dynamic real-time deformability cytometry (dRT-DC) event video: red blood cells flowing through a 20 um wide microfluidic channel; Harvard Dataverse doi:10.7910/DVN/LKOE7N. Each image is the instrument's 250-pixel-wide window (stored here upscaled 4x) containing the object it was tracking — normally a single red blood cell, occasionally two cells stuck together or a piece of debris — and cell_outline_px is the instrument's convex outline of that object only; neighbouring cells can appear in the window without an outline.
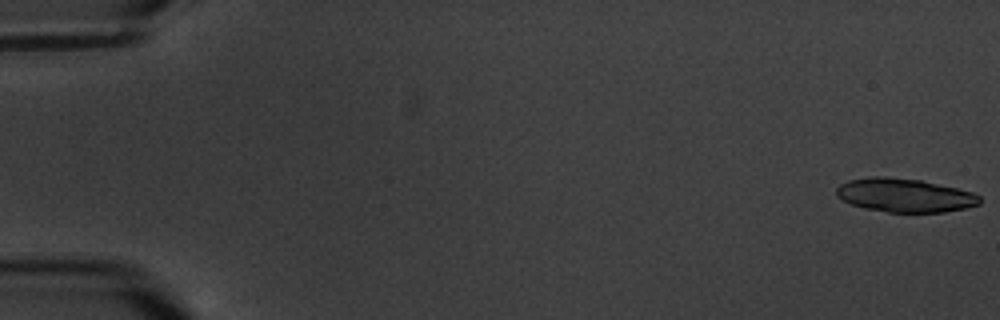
{"species": "common noctule bat (a hibernating species)", "species_latin": "Nyctalus noctula", "temperature_condition": "warm", "stored_images_in_passage": 7, "camera_frame_rate_fps": 3000, "um_per_image_px": 0.085, "animal": {"sex": "male", "body_mass_g": 20.1, "forearm_length_mm": 53.5}, "frame": {"image": 1, "passage_image": 1, "time_ms": 0.0, "image_size_px": [1000, 320], "cell_outline_px": [[980, 204], [964, 208], [944, 212], [888, 212], [864, 208], [852, 204], [836, 196], [836, 188], [840, 184], [848, 180], [872, 176], [884, 176], [920, 180], [956, 188], [972, 192], [980, 196]], "centroid_in_image_um": [76.87, 16.59], "position_along_channel_um": 8.1, "area_um2": 27.98}}